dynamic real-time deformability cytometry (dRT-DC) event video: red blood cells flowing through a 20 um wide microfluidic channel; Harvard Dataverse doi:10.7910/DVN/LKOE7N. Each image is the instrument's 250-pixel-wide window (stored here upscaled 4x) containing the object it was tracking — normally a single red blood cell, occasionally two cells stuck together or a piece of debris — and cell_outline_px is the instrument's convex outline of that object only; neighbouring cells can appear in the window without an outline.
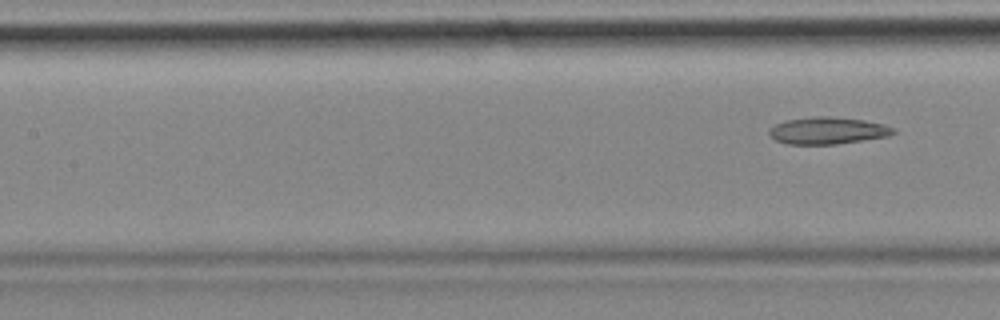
{"species": "common noctule bat (a hibernating species)", "species_latin": "Nyctalus noctula", "temperature_condition": "cold", "stored_images_in_passage": 7, "camera_frame_rate_fps": 3000, "um_per_image_px": 0.085, "animal": {"sex": "female", "body_mass_g": 18.4}, "frame": {"image": 1, "passage_image": 7, "time_ms": 2.0, "image_size_px": [1000, 320], "cell_outline_px": [[896, 132], [888, 136], [864, 140], [836, 144], [788, 144], [776, 140], [768, 132], [768, 128], [784, 120], [812, 116], [832, 116], [864, 120], [884, 124], [896, 128]], "centroid_in_image_um": [70.36, 11.09], "position_along_channel_um": 137.0, "area_um2": 19.71}}